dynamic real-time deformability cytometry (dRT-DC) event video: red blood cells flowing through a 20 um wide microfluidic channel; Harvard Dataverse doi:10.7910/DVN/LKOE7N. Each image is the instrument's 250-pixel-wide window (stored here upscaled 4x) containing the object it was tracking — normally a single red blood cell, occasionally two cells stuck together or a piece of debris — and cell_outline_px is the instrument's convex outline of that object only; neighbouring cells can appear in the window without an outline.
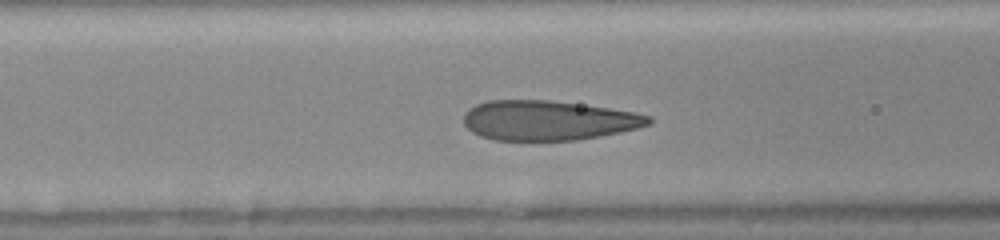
{"species": "human", "species_latin": "Homo sapiens", "temperature_condition": "room temperature", "stored_images_in_passage": 35, "camera_frame_rate_fps": 3000, "um_per_image_px": 0.085, "donor": {"sex": "female"}, "frame": {"image": 1, "passage_image": 16, "time_ms": 5.0, "image_size_px": [1000, 240], "cell_outline_px": [[652, 124], [620, 132], [600, 136], [576, 140], [496, 140], [480, 136], [472, 132], [464, 124], [464, 112], [468, 108], [476, 104], [488, 100], [548, 100], [608, 108], [632, 112], [652, 116]], "centroid_in_image_um": [46.57, 10.23], "position_along_channel_um": 120.0, "area_um2": 42.77}}
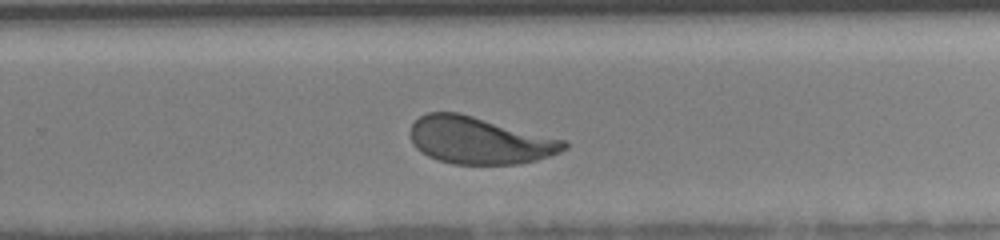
{"frame": {"image": 2, "passage_image": 28, "time_ms": 9.0, "image_size_px": [1000, 240], "cell_outline_px": [[568, 148], [560, 152], [536, 160], [516, 164], [452, 164], [428, 156], [416, 148], [408, 132], [412, 124], [420, 116], [428, 112], [460, 112], [568, 140]], "centroid_in_image_um": [40.78, 11.92], "position_along_channel_um": 289.0, "area_um2": 42.54}}
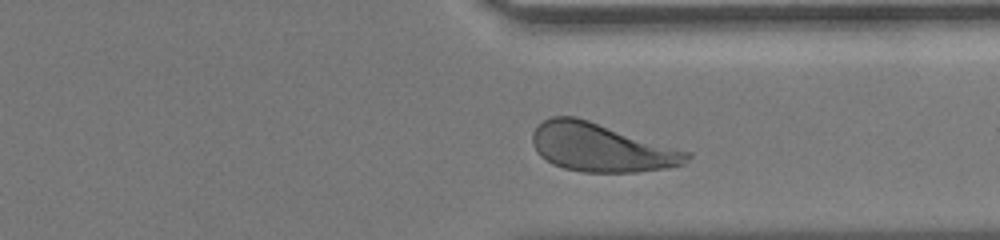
{"frame": {"image": 3, "passage_image": 33, "time_ms": 10.667, "image_size_px": [1000, 240], "cell_outline_px": [[692, 156], [684, 164], [664, 168], [636, 172], [580, 172], [564, 168], [552, 164], [540, 156], [532, 144], [532, 132], [544, 120], [552, 116], [576, 116], [692, 152]], "centroid_in_image_um": [51.1, 12.54], "position_along_channel_um": 360.3, "area_um2": 43.64}}